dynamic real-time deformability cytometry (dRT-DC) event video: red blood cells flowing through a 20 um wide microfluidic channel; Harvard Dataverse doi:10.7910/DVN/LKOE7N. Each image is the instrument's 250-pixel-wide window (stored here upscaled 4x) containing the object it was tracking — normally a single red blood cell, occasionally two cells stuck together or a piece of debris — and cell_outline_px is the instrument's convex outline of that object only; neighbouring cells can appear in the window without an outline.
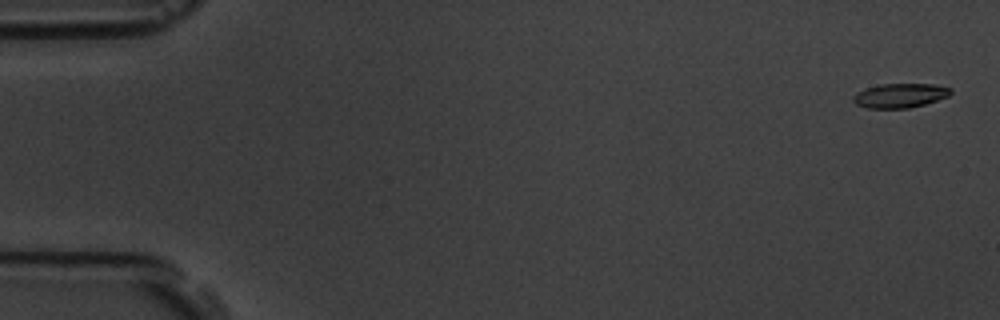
{"species": "common noctule bat (a hibernating species)", "species_latin": "Nyctalus noctula", "temperature_condition": "room temperature", "stored_images_in_passage": 56, "camera_frame_rate_fps": 3000, "um_per_image_px": 0.085, "animal": {"sex": "male", "body_mass_g": 19.5, "forearm_length_mm": 54.6}, "frame": {"image": 1, "passage_image": 2, "time_ms": 0.333, "image_size_px": [1000, 320], "cell_outline_px": [[952, 92], [948, 96], [924, 104], [908, 108], [868, 108], [856, 104], [852, 100], [852, 96], [864, 88], [880, 84], [932, 84], [952, 88]], "centroid_in_image_um": [76.48, 8.11], "position_along_channel_um": 8.5, "area_um2": 13.76}}
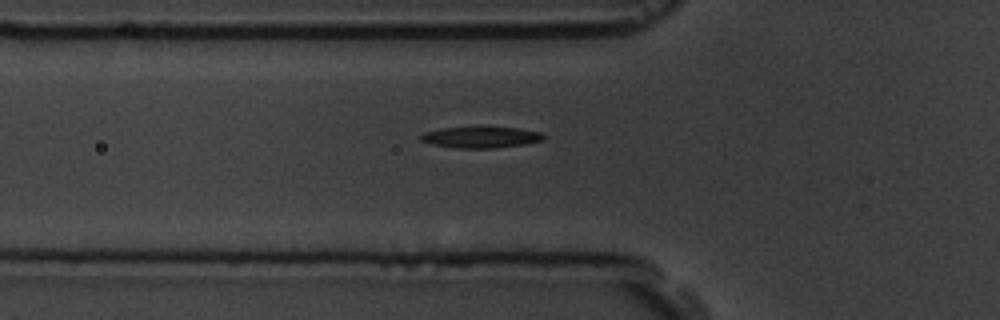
{"frame": {"image": 2, "passage_image": 20, "time_ms": 6.333, "image_size_px": [1000, 320], "cell_outline_px": [[544, 140], [524, 144], [496, 148], [456, 148], [432, 144], [420, 140], [420, 136], [424, 132], [444, 128], [480, 124], [520, 128], [540, 132], [544, 136]], "centroid_in_image_um": [40.89, 11.62], "position_along_channel_um": 84.9, "area_um2": 15.95}}
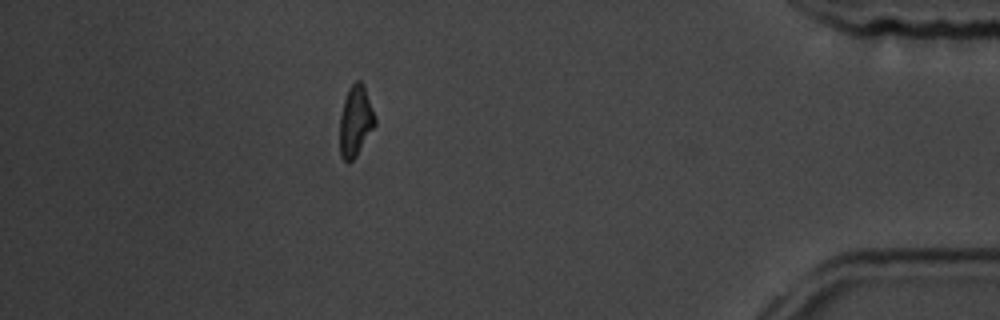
{"frame": {"image": 3, "passage_image": 50, "time_ms": 16.333, "image_size_px": [1000, 320], "cell_outline_px": [[376, 124], [356, 156], [348, 164], [340, 156], [340, 116], [344, 100], [348, 88], [356, 80], [360, 80], [364, 84], [376, 116]], "centroid_in_image_um": [30.23, 10.27], "position_along_channel_um": 405.0, "area_um2": 14.68}, "authors_computed_cell_mechanics": {"area_um2": 14.6812, "velocity_mm_per_s": 3.6721, "shape_relaxation_time_tau1_ms": 4.7564, "shape_relaxation_time_tau2_ms": 9.7596, "deformation_change_tau1": 0.1214, "deformation_change_tau2": 0.1835}}